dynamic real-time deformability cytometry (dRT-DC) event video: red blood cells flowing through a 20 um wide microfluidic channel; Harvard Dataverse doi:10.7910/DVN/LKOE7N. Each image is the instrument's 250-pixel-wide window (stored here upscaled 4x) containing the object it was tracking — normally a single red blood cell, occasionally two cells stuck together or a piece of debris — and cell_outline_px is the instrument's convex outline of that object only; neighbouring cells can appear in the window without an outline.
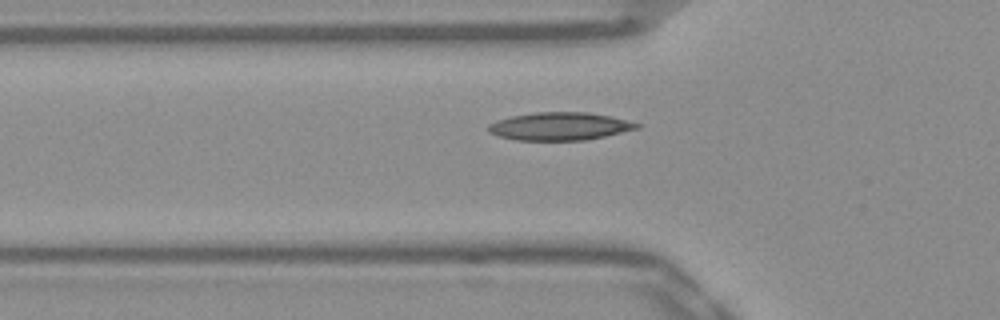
{"species": "Egyptian fruit bat (a non-hibernating species)", "species_latin": "Rousettus aegyptiacus", "temperature_condition": "warm", "stored_images_in_passage": 48, "camera_frame_rate_fps": 3000, "um_per_image_px": 0.085, "frame": {"image": 1, "passage_image": 18, "time_ms": 5.667, "image_size_px": [1000, 320], "cell_outline_px": [[640, 128], [604, 136], [584, 140], [516, 140], [500, 136], [488, 132], [488, 124], [496, 120], [512, 116], [536, 112], [588, 112], [608, 116], [640, 124]], "centroid_in_image_um": [47.54, 10.73], "position_along_channel_um": 78.3, "area_um2": 23.87}}
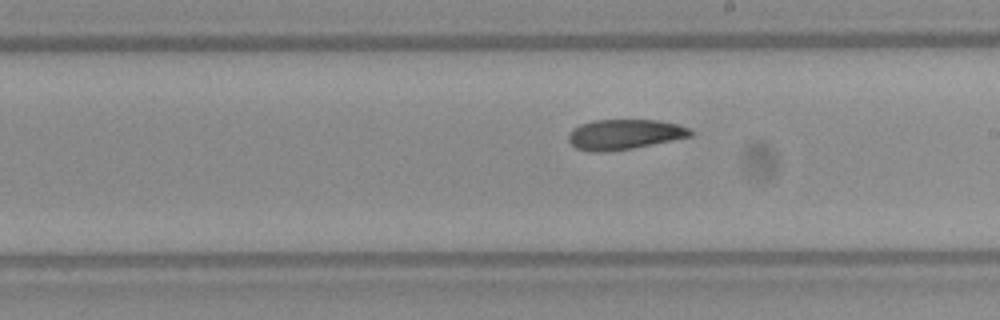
{"frame": {"image": 2, "passage_image": 30, "time_ms": 9.667, "image_size_px": [1000, 320], "cell_outline_px": [[692, 136], [632, 148], [604, 152], [592, 152], [576, 148], [568, 140], [568, 136], [572, 128], [580, 124], [592, 120], [656, 120], [676, 124], [688, 128], [692, 132]], "centroid_in_image_um": [53.02, 11.42], "position_along_channel_um": 236.0, "area_um2": 21.27}}
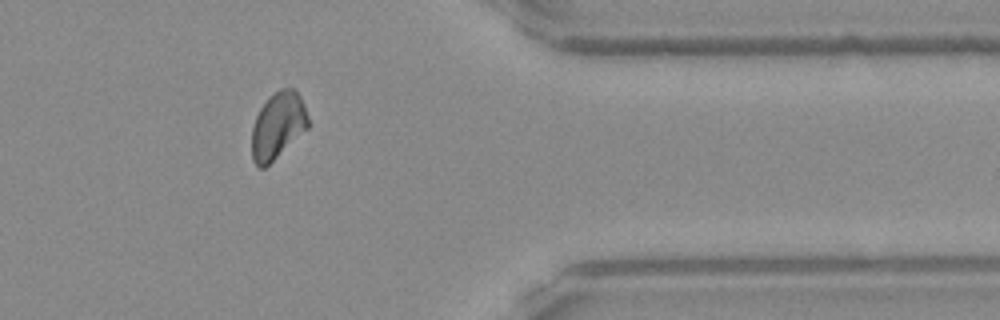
{"frame": {"image": 3, "passage_image": 43, "time_ms": 14.0, "image_size_px": [1000, 320], "cell_outline_px": [[308, 128], [264, 168], [260, 168], [252, 160], [252, 128], [256, 116], [260, 108], [268, 96], [280, 88], [292, 88], [300, 96], [304, 104], [308, 116]], "centroid_in_image_um": [23.6, 10.65], "position_along_channel_um": 387.8, "area_um2": 21.73}}